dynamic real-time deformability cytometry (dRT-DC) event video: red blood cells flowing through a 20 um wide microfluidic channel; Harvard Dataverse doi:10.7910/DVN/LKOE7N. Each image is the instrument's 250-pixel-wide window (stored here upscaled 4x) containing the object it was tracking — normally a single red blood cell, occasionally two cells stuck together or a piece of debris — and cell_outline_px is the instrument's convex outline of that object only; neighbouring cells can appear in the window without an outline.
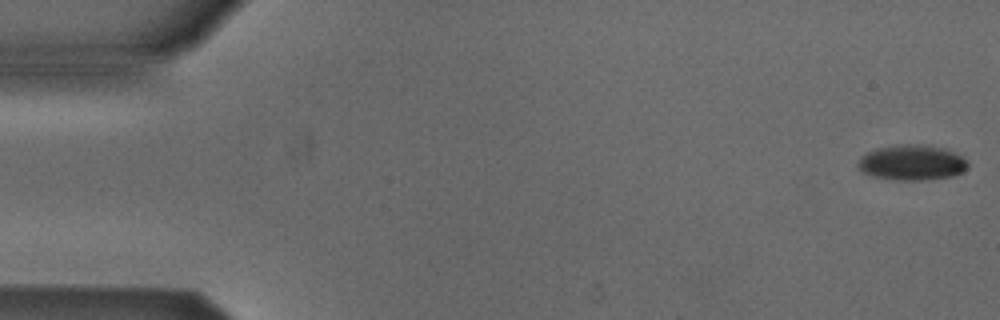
{"species": "Egyptian fruit bat (a non-hibernating species)", "species_latin": "Rousettus aegyptiacus", "temperature_condition": "cold", "stored_images_in_passage": 5, "camera_frame_rate_fps": 3000, "um_per_image_px": 0.085, "animal": {"sex": "male"}, "frame": {"image": 1, "passage_image": 1, "time_ms": 0.0, "image_size_px": [1000, 320], "cell_outline_px": [[968, 164], [960, 172], [952, 176], [924, 180], [900, 180], [872, 176], [864, 172], [856, 164], [860, 156], [876, 148], [896, 144], [928, 144], [944, 148], [960, 156]], "centroid_in_image_um": [77.45, 13.8], "position_along_channel_um": 7.5, "area_um2": 22.48}}
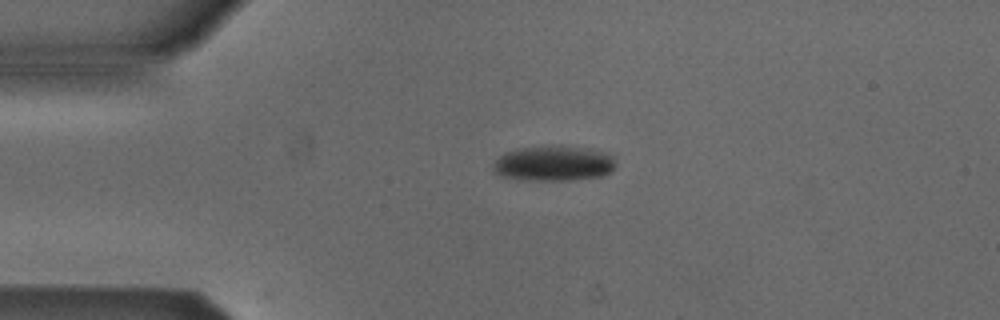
{"frame": {"image": 2, "passage_image": 4, "time_ms": 3.667, "image_size_px": [1000, 320], "cell_outline_px": [[616, 164], [612, 172], [604, 176], [568, 180], [520, 180], [500, 176], [492, 168], [492, 164], [504, 152], [520, 148], [588, 148], [612, 152]], "centroid_in_image_um": [47.11, 13.92], "position_along_channel_um": 37.9, "area_um2": 24.97}}